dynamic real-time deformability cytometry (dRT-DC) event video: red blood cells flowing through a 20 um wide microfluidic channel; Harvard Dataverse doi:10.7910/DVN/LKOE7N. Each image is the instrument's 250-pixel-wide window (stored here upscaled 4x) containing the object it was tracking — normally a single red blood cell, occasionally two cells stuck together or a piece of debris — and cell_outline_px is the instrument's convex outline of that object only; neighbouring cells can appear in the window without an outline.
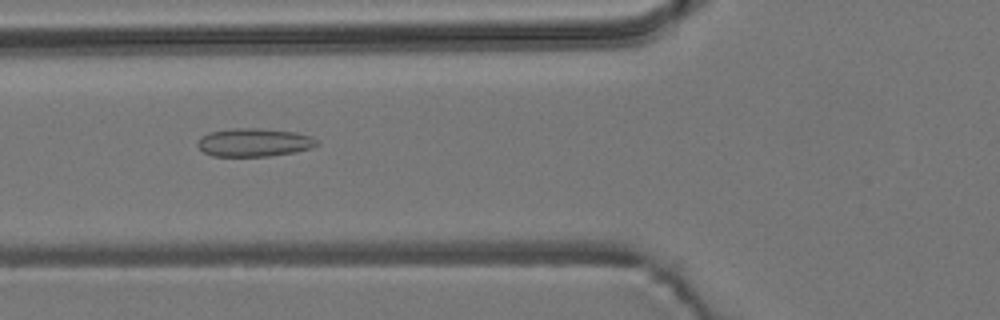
{"species": "common noctule bat (a hibernating species)", "species_latin": "Nyctalus noctula", "temperature_condition": "room temperature", "stored_images_in_passage": 40, "camera_frame_rate_fps": 3000, "um_per_image_px": 0.085, "animal": {"sex": "male", "body_mass_g": 19.2, "forearm_length_mm": 51.8}, "frame": {"image": 1, "passage_image": 10, "time_ms": 3.0, "image_size_px": [1000, 320], "cell_outline_px": [[320, 144], [312, 148], [296, 152], [268, 156], [212, 156], [204, 152], [196, 144], [200, 136], [208, 132], [236, 128], [260, 128], [296, 132], [312, 136], [320, 140]], "centroid_in_image_um": [21.64, 12.1], "position_along_channel_um": 104.2, "area_um2": 19.94}}
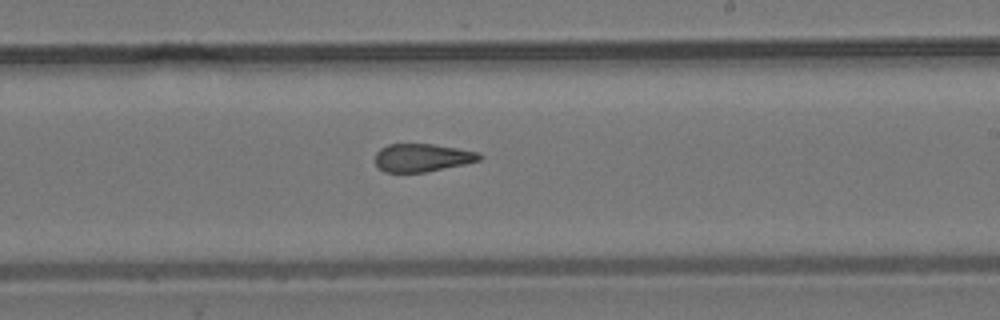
{"frame": {"image": 2, "passage_image": 22, "time_ms": 7.0, "image_size_px": [1000, 320], "cell_outline_px": [[484, 156], [480, 160], [464, 164], [424, 172], [384, 172], [376, 164], [376, 152], [380, 148], [388, 144], [432, 144], [480, 152]], "centroid_in_image_um": [35.9, 13.39], "position_along_channel_um": 253.1, "area_um2": 16.94}}
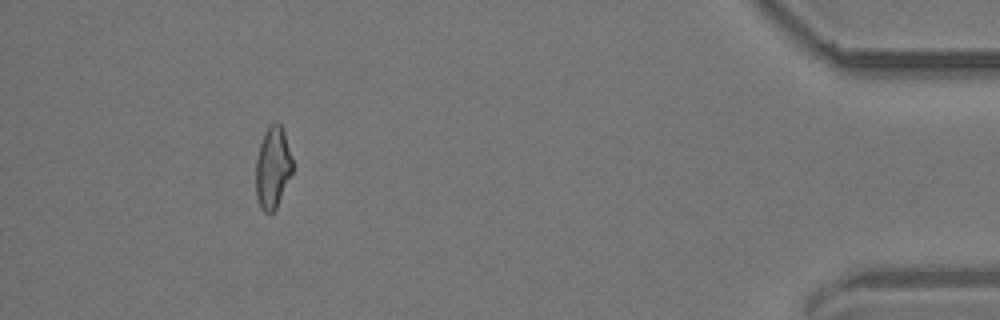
{"frame": {"image": 3, "passage_image": 40, "time_ms": 13.0, "image_size_px": [1000, 320], "cell_outline_px": [[292, 172], [276, 208], [272, 212], [264, 212], [260, 208], [256, 196], [256, 160], [260, 144], [268, 124], [280, 124], [284, 132], [292, 160]], "centroid_in_image_um": [23.16, 14.26], "position_along_channel_um": 412.0, "area_um2": 17.17}, "authors_computed_cell_mechanics": {"area_um2": 17.9758, "velocity_mm_per_s": 3.7205, "shape_relaxation_time_tau1_ms": null, "shape_relaxation_time_tau2_ms": 2.1714, "deformation_change_tau1": null, "deformation_change_tau2": 0.0989}}